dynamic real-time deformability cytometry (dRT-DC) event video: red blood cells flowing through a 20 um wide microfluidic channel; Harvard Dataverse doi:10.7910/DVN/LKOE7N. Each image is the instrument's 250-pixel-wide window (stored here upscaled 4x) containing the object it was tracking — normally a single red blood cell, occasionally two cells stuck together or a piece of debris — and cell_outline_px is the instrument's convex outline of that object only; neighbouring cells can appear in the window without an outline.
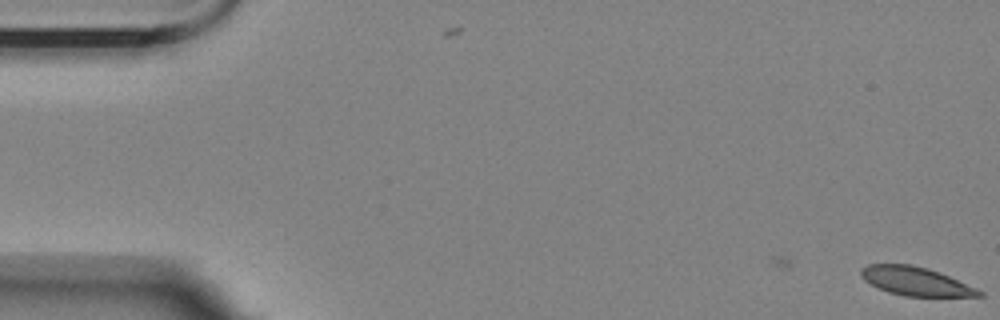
{"species": "Egyptian fruit bat (a non-hibernating species)", "species_latin": "Rousettus aegyptiacus", "temperature_condition": "room temperature", "stored_images_in_passage": 3, "camera_frame_rate_fps": 3000, "um_per_image_px": 0.085, "animal": {"sex": "female"}, "frame": {"image": 1, "passage_image": 3, "time_ms": 0.667, "image_size_px": [1000, 320], "cell_outline_px": [[984, 296], [904, 296], [888, 292], [864, 280], [860, 276], [860, 268], [868, 264], [912, 264], [928, 268], [940, 272], [976, 288], [984, 292]], "centroid_in_image_um": [77.82, 23.89], "position_along_channel_um": 7.2, "area_um2": 19.65}}